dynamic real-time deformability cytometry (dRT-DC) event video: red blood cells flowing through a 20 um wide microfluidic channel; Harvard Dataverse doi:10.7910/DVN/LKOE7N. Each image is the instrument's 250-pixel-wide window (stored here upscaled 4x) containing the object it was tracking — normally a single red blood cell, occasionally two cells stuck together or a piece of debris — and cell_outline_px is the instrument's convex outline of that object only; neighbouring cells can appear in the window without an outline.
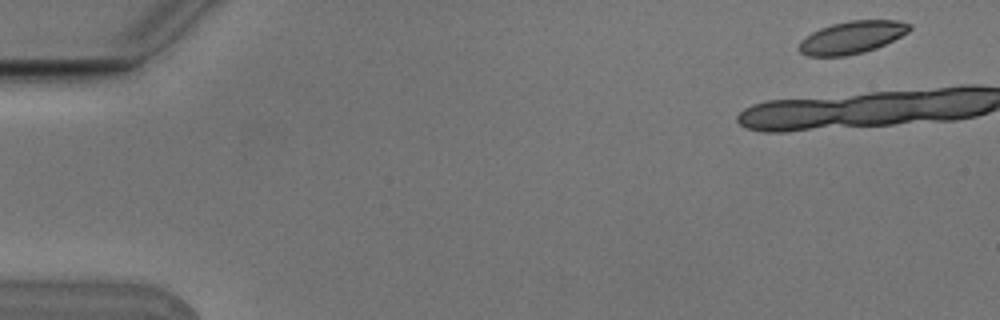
{"species": "Egyptian fruit bat (a non-hibernating species)", "species_latin": "Rousettus aegyptiacus", "temperature_condition": "cold", "stored_images_in_passage": 5, "camera_frame_rate_fps": 3000, "um_per_image_px": 0.085, "animal": {"sex": "male"}, "frame": {"image": 1, "passage_image": 1, "time_ms": 0.0, "image_size_px": [1000, 320], "cell_outline_px": [[912, 28], [908, 32], [876, 48], [864, 52], [844, 56], [808, 56], [800, 52], [800, 40], [812, 32], [820, 28], [832, 24], [848, 20], [896, 20], [912, 24]], "centroid_in_image_um": [72.42, 3.16], "position_along_channel_um": 12.6, "area_um2": 20.81}}